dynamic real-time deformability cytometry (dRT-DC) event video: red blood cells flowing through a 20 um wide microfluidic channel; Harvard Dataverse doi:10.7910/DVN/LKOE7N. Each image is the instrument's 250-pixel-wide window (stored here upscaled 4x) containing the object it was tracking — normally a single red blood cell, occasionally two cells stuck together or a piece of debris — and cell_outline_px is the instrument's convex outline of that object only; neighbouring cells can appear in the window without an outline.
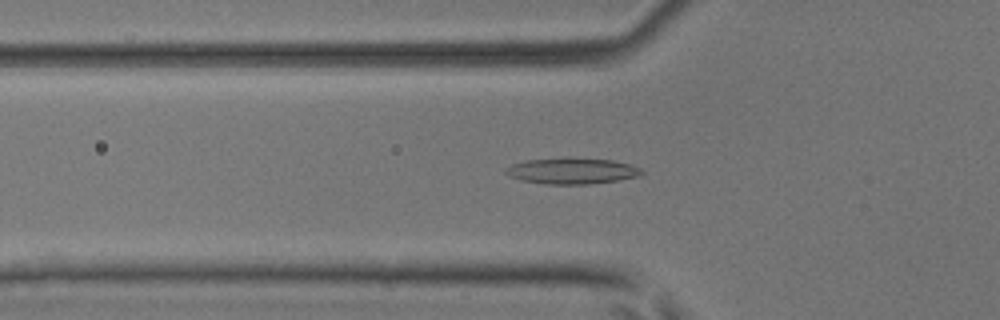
{"species": "common noctule bat (a hibernating species)", "species_latin": "Nyctalus noctula", "temperature_condition": "room temperature", "stored_images_in_passage": 36, "camera_frame_rate_fps": 3000, "um_per_image_px": 0.085, "animal": {"sex": "male", "body_mass_g": 17.9, "forearm_length_mm": 54.2}, "frame": {"image": 1, "passage_image": 9, "time_ms": 2.667, "image_size_px": [1000, 320], "cell_outline_px": [[644, 172], [640, 176], [616, 180], [588, 184], [548, 184], [524, 180], [508, 176], [504, 172], [504, 168], [512, 164], [528, 160], [612, 160], [628, 164], [640, 168]], "centroid_in_image_um": [48.61, 14.56], "position_along_channel_um": 77.2, "area_um2": 19.59}}
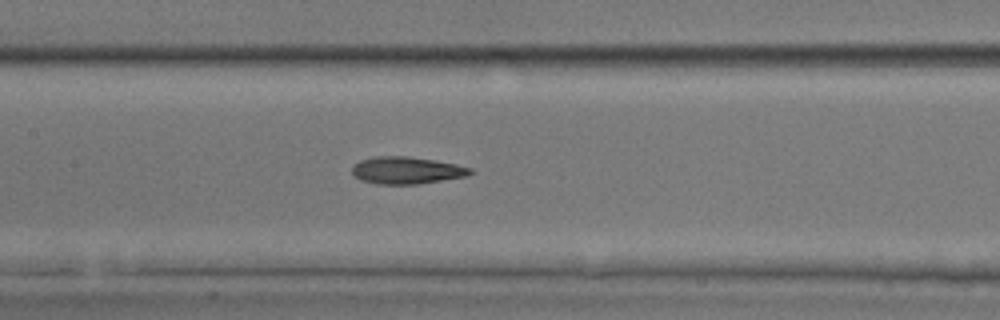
{"frame": {"image": 2, "passage_image": 16, "time_ms": 5.0, "image_size_px": [1000, 320], "cell_outline_px": [[472, 172], [468, 176], [416, 184], [376, 184], [360, 180], [352, 172], [352, 164], [360, 160], [376, 156], [408, 156], [456, 164], [472, 168]], "centroid_in_image_um": [34.53, 14.48], "position_along_channel_um": 172.9, "area_um2": 18.67}}
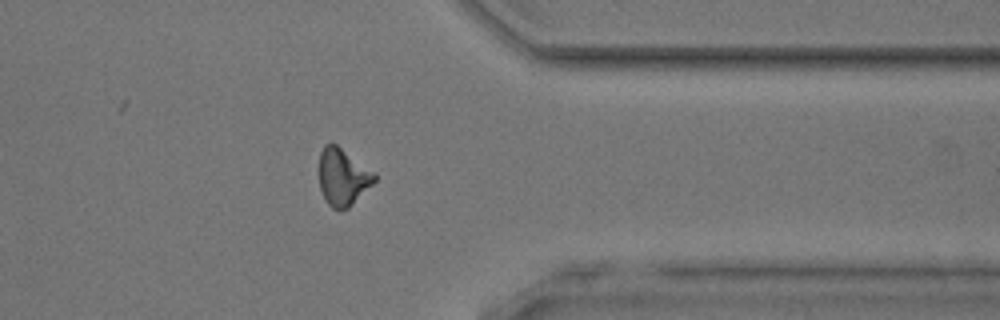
{"frame": {"image": 3, "passage_image": 32, "time_ms": 10.333, "image_size_px": [1000, 320], "cell_outline_px": [[376, 180], [348, 208], [332, 208], [328, 204], [320, 188], [320, 152], [324, 144], [336, 144], [376, 172]], "centroid_in_image_um": [29.15, 15.01], "position_along_channel_um": 382.2, "area_um2": 18.15}, "authors_computed_cell_mechanics": {"area_um2": 18.496, "velocity_mm_per_s": 4.0878, "shape_relaxation_time_tau1_ms": 6.5406, "shape_relaxation_time_tau2_ms": 2.7212, "deformation_change_tau1": 0.1922, "deformation_change_tau2": 0.1135}}